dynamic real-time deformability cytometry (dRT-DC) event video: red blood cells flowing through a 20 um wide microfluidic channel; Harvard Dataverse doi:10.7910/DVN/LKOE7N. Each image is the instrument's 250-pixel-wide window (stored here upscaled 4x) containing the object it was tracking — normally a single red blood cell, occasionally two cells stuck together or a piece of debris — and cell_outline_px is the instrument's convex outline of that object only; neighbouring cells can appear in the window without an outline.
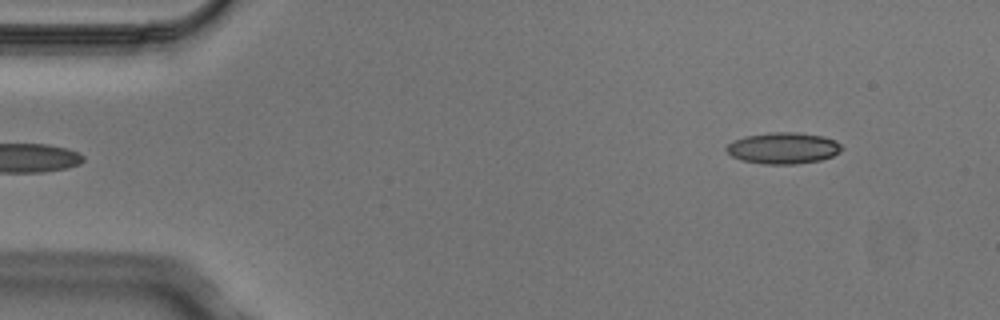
{"species": "Egyptian fruit bat (a non-hibernating species)", "species_latin": "Rousettus aegyptiacus", "temperature_condition": "cold", "stored_images_in_passage": 4, "segment_of_instrument_passage": [2, 2], "camera_frame_rate_fps": 3000, "um_per_image_px": 0.085, "animal": {"sex": "male"}, "frame": {"image": 1, "passage_image": 4, "time_ms": 1.0, "image_size_px": [1000, 320], "cell_outline_px": [[844, 148], [840, 152], [832, 156], [820, 160], [796, 164], [764, 164], [740, 160], [732, 156], [724, 148], [732, 140], [744, 136], [772, 132], [800, 132], [824, 136], [836, 140]], "centroid_in_image_um": [66.58, 12.58], "position_along_channel_um": 18.4, "area_um2": 21.33}}